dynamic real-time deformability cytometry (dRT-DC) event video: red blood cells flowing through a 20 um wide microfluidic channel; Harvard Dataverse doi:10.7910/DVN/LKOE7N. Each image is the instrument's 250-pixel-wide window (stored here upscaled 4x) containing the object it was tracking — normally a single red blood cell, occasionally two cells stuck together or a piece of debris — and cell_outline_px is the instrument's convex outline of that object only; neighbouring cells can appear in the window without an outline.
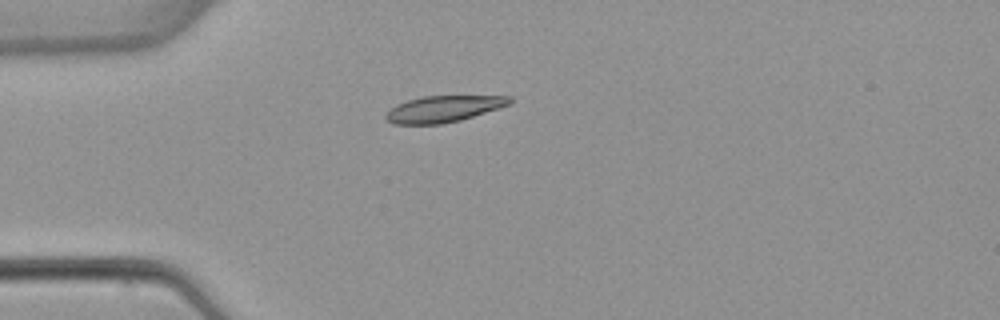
{"species": "common noctule bat (a hibernating species)", "species_latin": "Nyctalus noctula", "temperature_condition": "warm", "stored_images_in_passage": 1, "camera_frame_rate_fps": 3000, "um_per_image_px": 0.085, "animal": {"sex": "female", "body_mass_g": 22.7, "forearm_length_mm": 54.2}, "frame": {"image": 1, "passage_image": 1, "time_ms": 0.0, "image_size_px": [1000, 320], "cell_outline_px": [[512, 104], [460, 120], [440, 124], [392, 124], [384, 116], [396, 104], [408, 100], [424, 96], [512, 96]], "centroid_in_image_um": [37.72, 9.25], "position_along_channel_um": 47.3, "area_um2": 18.9}}